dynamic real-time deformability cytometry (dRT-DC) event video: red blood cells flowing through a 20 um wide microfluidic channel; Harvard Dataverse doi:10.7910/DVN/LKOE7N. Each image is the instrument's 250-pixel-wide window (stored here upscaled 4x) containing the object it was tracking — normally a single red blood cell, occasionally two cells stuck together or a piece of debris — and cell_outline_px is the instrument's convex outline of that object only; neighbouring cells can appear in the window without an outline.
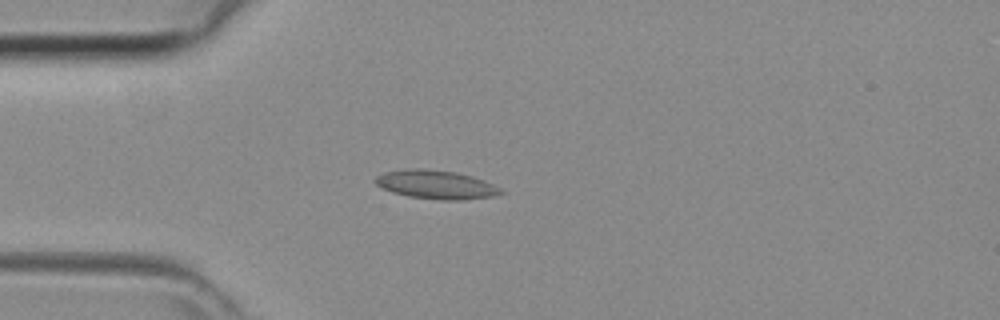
{"species": "common noctule bat (a hibernating species)", "species_latin": "Nyctalus noctula", "temperature_condition": "room temperature", "stored_images_in_passage": 38, "camera_frame_rate_fps": 3000, "um_per_image_px": 0.085, "animal": {"sex": "female", "body_mass_g": 29.2, "forearm_length_mm": 56.3}, "frame": {"image": 1, "passage_image": 6, "time_ms": 1.667, "image_size_px": [1000, 320], "cell_outline_px": [[504, 192], [496, 196], [464, 200], [440, 200], [408, 196], [392, 192], [376, 184], [372, 180], [376, 176], [384, 172], [404, 168], [424, 168], [456, 172], [472, 176], [484, 180], [500, 188]], "centroid_in_image_um": [37.05, 15.68], "position_along_channel_um": 47.9, "area_um2": 21.21}}
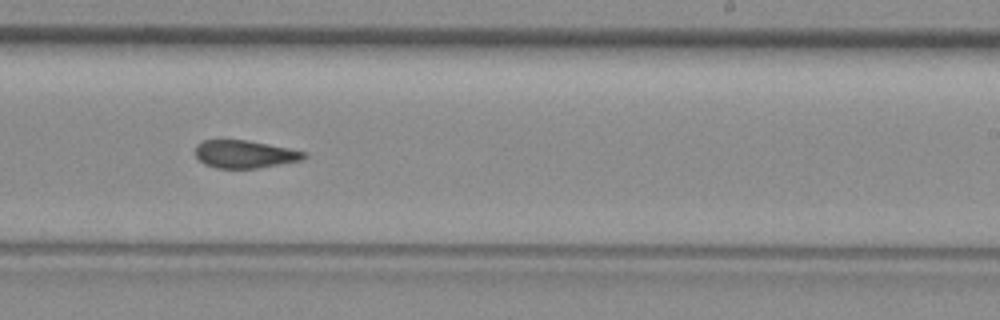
{"frame": {"image": 2, "passage_image": 21, "time_ms": 6.667, "image_size_px": [1000, 320], "cell_outline_px": [[308, 156], [304, 160], [256, 168], [216, 168], [204, 164], [196, 156], [196, 144], [204, 140], [248, 140], [308, 152]], "centroid_in_image_um": [20.84, 13.1], "position_along_channel_um": 268.2, "area_um2": 17.63}}
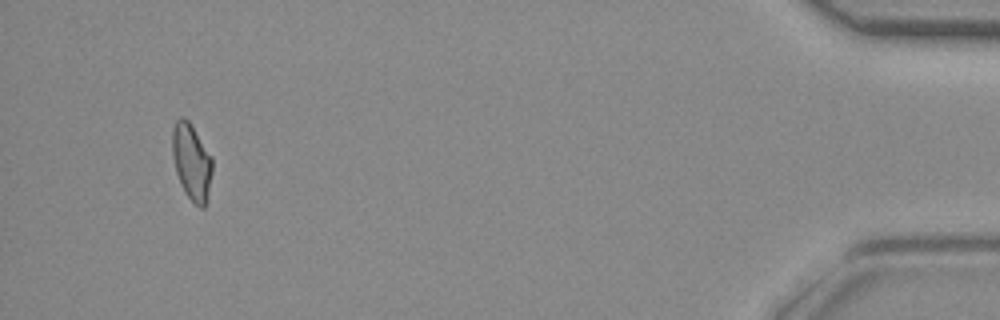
{"frame": {"image": 3, "passage_image": 36, "time_ms": 11.667, "image_size_px": [1000, 320], "cell_outline_px": [[212, 172], [204, 208], [200, 208], [184, 192], [180, 184], [176, 172], [172, 156], [172, 128], [176, 120], [180, 116], [184, 116], [188, 120], [212, 156]], "centroid_in_image_um": [16.26, 13.71], "position_along_channel_um": 418.9, "area_um2": 17.74}}